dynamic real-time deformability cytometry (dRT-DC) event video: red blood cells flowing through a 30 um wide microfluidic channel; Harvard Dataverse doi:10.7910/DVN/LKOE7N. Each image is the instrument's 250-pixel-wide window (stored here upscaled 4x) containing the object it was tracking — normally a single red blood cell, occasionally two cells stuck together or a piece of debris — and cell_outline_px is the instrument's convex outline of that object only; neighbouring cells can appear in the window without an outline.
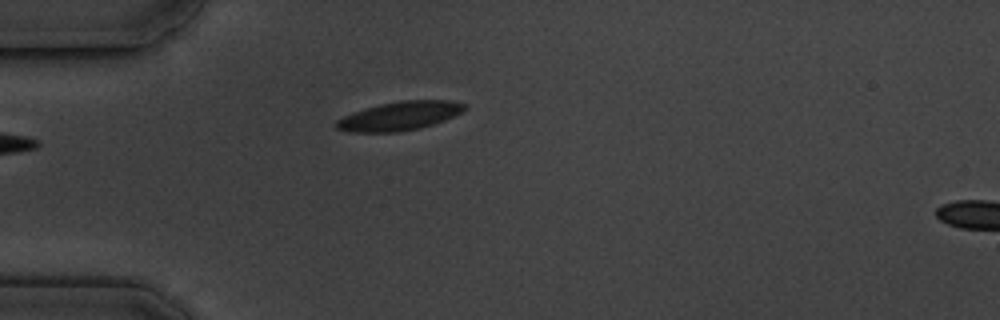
{"species": "common noctule bat (a hibernating species)", "species_latin": "Nyctalus noctula", "temperature_condition": "cold", "stored_images_in_passage": 3, "camera_frame_rate_fps": 3000, "um_per_image_px": 0.085, "animal": {"sex": "male", "body_mass_g": 19.5, "forearm_length_mm": 54.6}, "frame": {"image": 1, "passage_image": 3, "time_ms": 2.333, "image_size_px": [1000, 320], "cell_outline_px": [[468, 108], [444, 120], [432, 124], [416, 128], [396, 132], [348, 132], [336, 128], [332, 124], [336, 120], [352, 112], [380, 104], [400, 100], [456, 100], [468, 104]], "centroid_in_image_um": [33.95, 9.84], "position_along_channel_um": 51.0, "area_um2": 21.56}}